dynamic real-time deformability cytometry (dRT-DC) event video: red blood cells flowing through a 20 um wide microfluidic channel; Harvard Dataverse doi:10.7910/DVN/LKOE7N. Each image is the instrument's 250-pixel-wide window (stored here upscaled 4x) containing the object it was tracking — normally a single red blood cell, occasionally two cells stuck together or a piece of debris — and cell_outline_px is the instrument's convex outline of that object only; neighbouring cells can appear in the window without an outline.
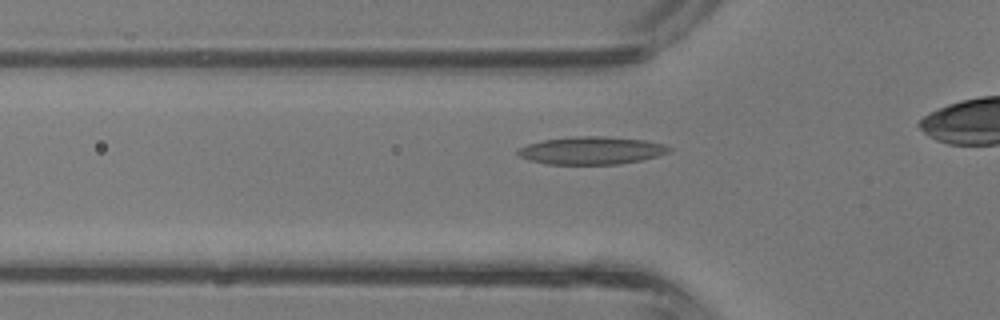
{"species": "common noctule bat (a hibernating species)", "species_latin": "Nyctalus noctula", "temperature_condition": "room temperature", "stored_images_in_passage": 26, "camera_frame_rate_fps": 3000, "um_per_image_px": 0.085, "animal": {"sex": "male", "body_mass_g": 13.3}, "frame": {"image": 1, "passage_image": 6, "time_ms": 1.667, "image_size_px": [1000, 320], "cell_outline_px": [[672, 148], [668, 152], [656, 156], [640, 160], [616, 164], [548, 164], [528, 160], [520, 156], [516, 152], [520, 148], [528, 144], [544, 140], [580, 136], [604, 136], [644, 140], [664, 144]], "centroid_in_image_um": [50.27, 12.79], "position_along_channel_um": 75.5, "area_um2": 24.1}}
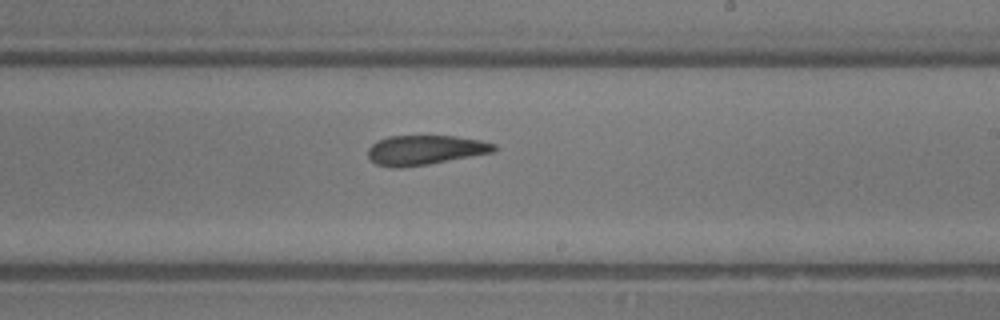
{"frame": {"image": 2, "passage_image": 17, "time_ms": 5.333, "image_size_px": [1000, 320], "cell_outline_px": [[500, 148], [496, 152], [428, 164], [400, 168], [392, 168], [376, 164], [368, 156], [368, 148], [372, 144], [388, 136], [456, 136], [480, 140], [496, 144]], "centroid_in_image_um": [36.18, 12.75], "position_along_channel_um": 252.8, "area_um2": 21.91}}
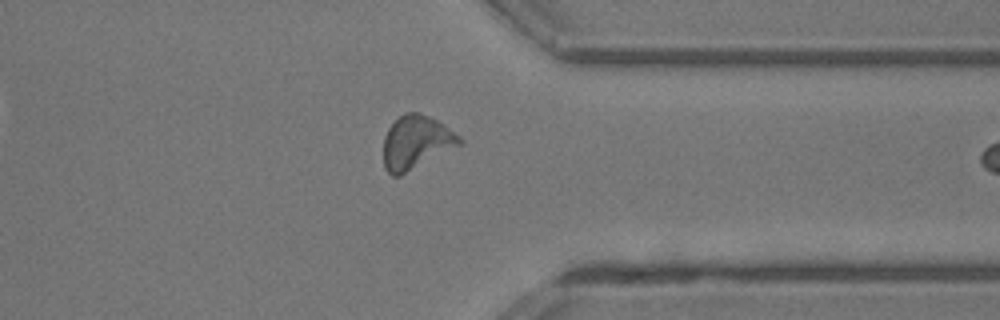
{"frame": {"image": 3, "passage_image": 25, "time_ms": 8.0, "image_size_px": [1000, 320], "cell_outline_px": [[464, 144], [400, 176], [392, 176], [384, 168], [384, 136], [388, 128], [400, 116], [408, 112], [420, 112], [444, 124], [460, 136], [464, 140]], "centroid_in_image_um": [35.4, 12.12], "position_along_channel_um": 376.0, "area_um2": 23.93}}